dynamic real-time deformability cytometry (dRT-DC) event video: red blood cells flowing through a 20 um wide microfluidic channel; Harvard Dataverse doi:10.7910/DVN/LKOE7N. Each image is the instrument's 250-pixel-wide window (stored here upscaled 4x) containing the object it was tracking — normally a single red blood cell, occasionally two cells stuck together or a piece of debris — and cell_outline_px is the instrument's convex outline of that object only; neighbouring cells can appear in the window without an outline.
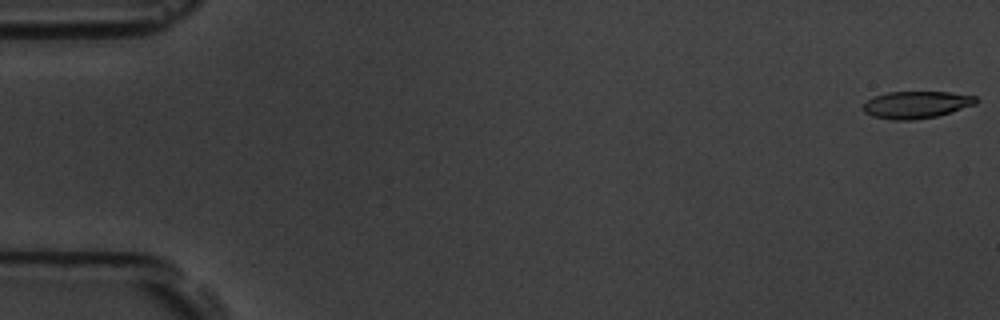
{"species": "common noctule bat (a hibernating species)", "species_latin": "Nyctalus noctula", "temperature_condition": "room temperature", "stored_images_in_passage": 6, "segment_of_instrument_passage": [1, 2], "camera_frame_rate_fps": 3000, "um_per_image_px": 0.085, "animal": {"sex": "male", "body_mass_g": 19.5, "forearm_length_mm": 54.6}, "frame": {"image": 1, "passage_image": 1, "time_ms": 0.0, "image_size_px": [1000, 320], "cell_outline_px": [[980, 100], [976, 104], [936, 116], [912, 120], [892, 120], [872, 116], [864, 112], [860, 108], [868, 100], [876, 96], [888, 92], [948, 92], [976, 96]], "centroid_in_image_um": [77.88, 8.9], "position_along_channel_um": 7.1, "area_um2": 17.8}}
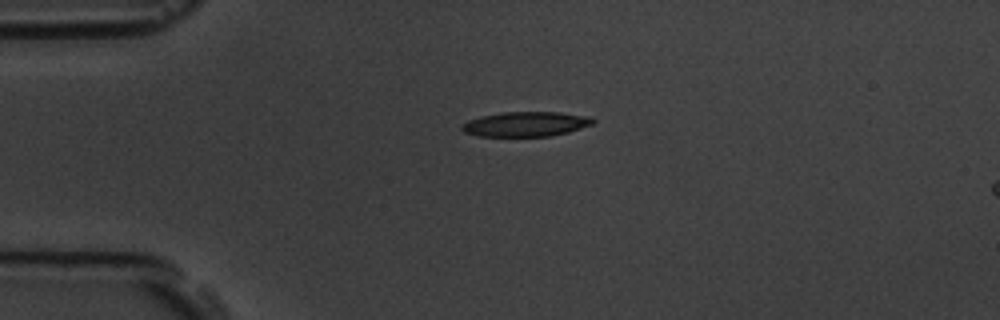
{"frame": {"image": 2, "passage_image": 5, "time_ms": 4.333, "image_size_px": [1000, 320], "cell_outline_px": [[596, 120], [592, 124], [568, 132], [552, 136], [476, 136], [464, 132], [460, 128], [460, 124], [468, 120], [480, 116], [504, 112], [556, 112], [588, 116]], "centroid_in_image_um": [44.64, 10.55], "position_along_channel_um": 40.4, "area_um2": 18.96}}